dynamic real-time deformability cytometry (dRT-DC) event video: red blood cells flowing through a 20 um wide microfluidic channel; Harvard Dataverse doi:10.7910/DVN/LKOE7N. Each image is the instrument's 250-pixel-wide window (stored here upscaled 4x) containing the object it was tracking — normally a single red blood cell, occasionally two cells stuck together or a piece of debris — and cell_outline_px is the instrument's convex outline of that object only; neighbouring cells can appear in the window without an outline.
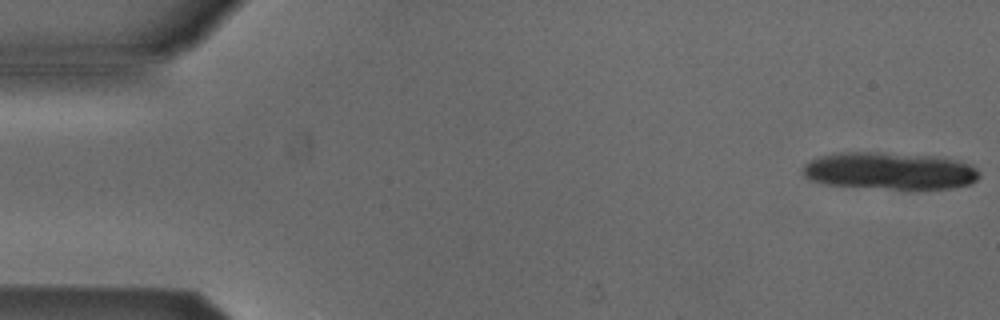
{"species": "Egyptian fruit bat (a non-hibernating species)", "species_latin": "Rousettus aegyptiacus", "temperature_condition": "cold", "stored_images_in_passage": 4, "camera_frame_rate_fps": 3000, "um_per_image_px": 0.085, "animal": {"sex": "male"}, "frame": {"image": 1, "passage_image": 1, "time_ms": 0.0, "image_size_px": [1000, 320], "cell_outline_px": [[980, 176], [976, 180], [968, 184], [952, 188], [888, 188], [824, 184], [812, 180], [804, 176], [804, 164], [808, 160], [820, 156], [840, 152], [884, 152], [932, 156], [956, 160], [972, 164], [980, 172]], "centroid_in_image_um": [75.62, 14.5], "position_along_channel_um": 9.4, "area_um2": 37.97}}